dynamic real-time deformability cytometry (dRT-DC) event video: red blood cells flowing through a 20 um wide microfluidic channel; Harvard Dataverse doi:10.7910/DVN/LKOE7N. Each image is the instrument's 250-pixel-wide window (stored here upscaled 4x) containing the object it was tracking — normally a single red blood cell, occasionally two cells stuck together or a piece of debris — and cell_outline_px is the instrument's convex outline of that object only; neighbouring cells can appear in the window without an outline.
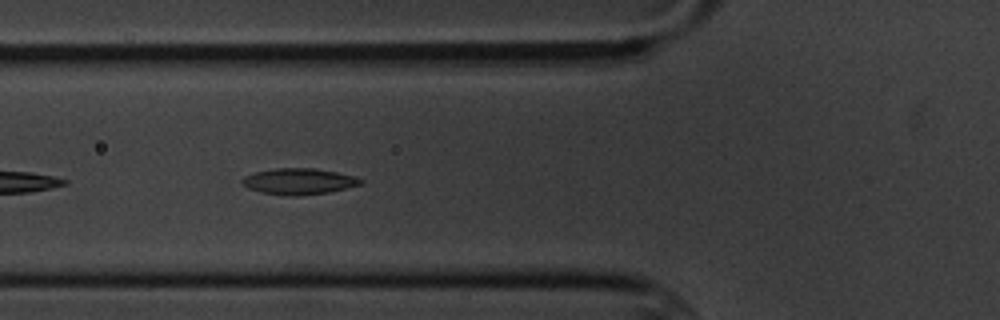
{"species": "common noctule bat (a hibernating species)", "species_latin": "Nyctalus noctula", "temperature_condition": "cold", "stored_images_in_passage": 8, "camera_frame_rate_fps": 3000, "um_per_image_px": 0.085, "animal": {"sex": "male", "body_mass_g": 20.1, "forearm_length_mm": 53.5}, "frame": {"image": 1, "passage_image": 6, "time_ms": 6.667, "image_size_px": [1000, 320], "cell_outline_px": [[364, 180], [360, 184], [328, 192], [296, 196], [292, 196], [260, 192], [248, 188], [240, 180], [244, 176], [256, 172], [276, 168], [312, 168], [336, 172], [356, 176]], "centroid_in_image_um": [25.39, 15.41], "position_along_channel_um": 100.4, "area_um2": 17.8}}
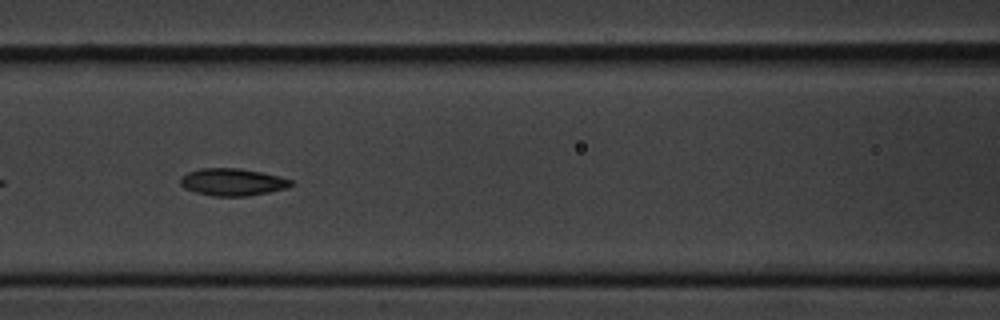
{"frame": {"image": 2, "passage_image": 7, "time_ms": 8.0, "image_size_px": [1000, 320], "cell_outline_px": [[292, 184], [288, 188], [248, 196], [216, 196], [196, 192], [184, 188], [180, 184], [180, 176], [188, 172], [200, 168], [240, 168], [280, 176], [292, 180]], "centroid_in_image_um": [19.75, 15.47], "position_along_channel_um": 146.9, "area_um2": 17.57}}
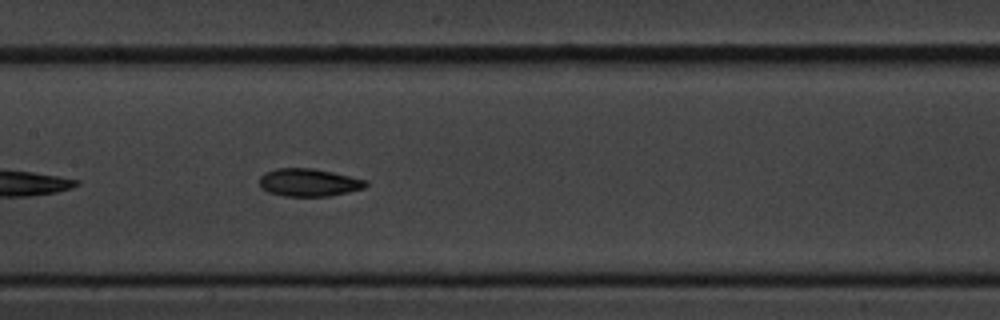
{"frame": {"image": 3, "passage_image": 8, "time_ms": 9.0, "image_size_px": [1000, 320], "cell_outline_px": [[368, 184], [364, 188], [332, 196], [284, 196], [268, 192], [260, 188], [260, 176], [264, 172], [276, 168], [312, 168], [332, 172], [368, 180]], "centroid_in_image_um": [26.24, 15.51], "position_along_channel_um": 181.2, "area_um2": 17.34}}